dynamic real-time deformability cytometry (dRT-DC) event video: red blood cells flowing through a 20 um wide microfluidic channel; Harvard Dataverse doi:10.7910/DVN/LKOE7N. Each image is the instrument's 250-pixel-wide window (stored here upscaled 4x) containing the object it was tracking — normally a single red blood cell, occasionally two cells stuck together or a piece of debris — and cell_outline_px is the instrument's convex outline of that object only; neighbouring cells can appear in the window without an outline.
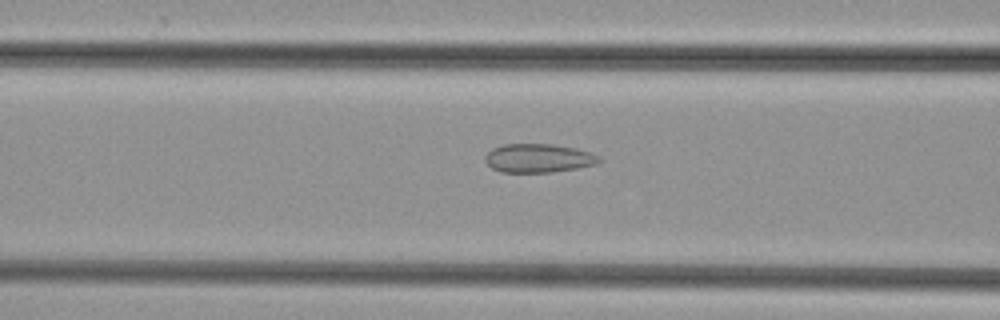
{"species": "common noctule bat (a hibernating species)", "species_latin": "Nyctalus noctula", "temperature_condition": "cold", "stored_images_in_passage": 46, "camera_frame_rate_fps": 3000, "um_per_image_px": 0.085, "animal": {"sex": "female", "body_mass_g": 29.2, "forearm_length_mm": 56.3}, "frame": {"image": 1, "passage_image": 17, "time_ms": 5.333, "image_size_px": [1000, 320], "cell_outline_px": [[604, 160], [596, 164], [576, 168], [552, 172], [500, 172], [492, 168], [484, 160], [484, 156], [492, 148], [504, 144], [552, 144], [576, 148], [592, 152], [600, 156]], "centroid_in_image_um": [45.79, 13.44], "position_along_channel_um": 120.8, "area_um2": 19.25}}
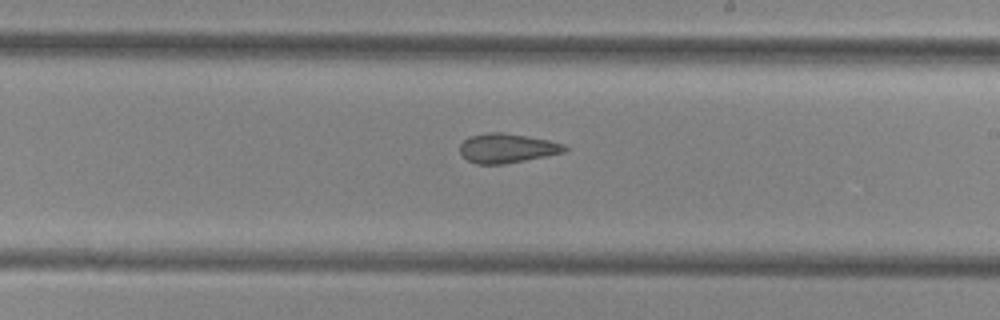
{"frame": {"image": 2, "passage_image": 26, "time_ms": 8.333, "image_size_px": [1000, 320], "cell_outline_px": [[568, 148], [564, 152], [504, 164], [476, 164], [468, 160], [460, 152], [460, 144], [468, 136], [488, 132], [500, 132], [528, 136], [548, 140], [564, 144]], "centroid_in_image_um": [43.07, 12.59], "position_along_channel_um": 245.9, "area_um2": 17.8}}
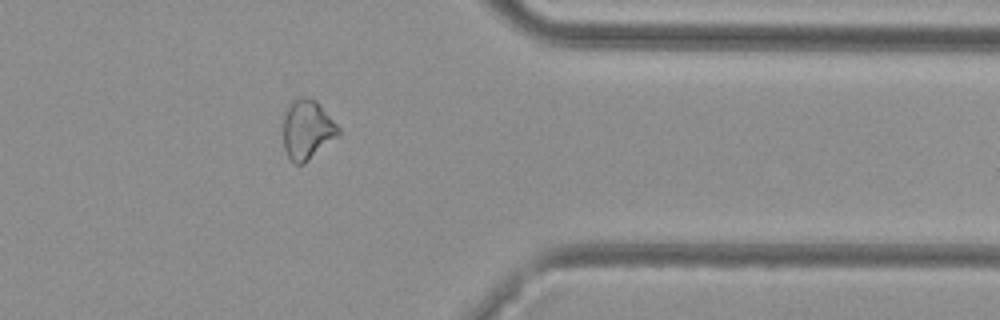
{"frame": {"image": 3, "passage_image": 37, "time_ms": 12.0, "image_size_px": [1000, 320], "cell_outline_px": [[340, 136], [304, 164], [296, 164], [288, 156], [284, 148], [284, 112], [292, 100], [300, 96], [304, 96], [316, 100], [320, 104], [340, 128]], "centroid_in_image_um": [26.14, 11.01], "position_along_channel_um": 385.3, "area_um2": 19.36}}